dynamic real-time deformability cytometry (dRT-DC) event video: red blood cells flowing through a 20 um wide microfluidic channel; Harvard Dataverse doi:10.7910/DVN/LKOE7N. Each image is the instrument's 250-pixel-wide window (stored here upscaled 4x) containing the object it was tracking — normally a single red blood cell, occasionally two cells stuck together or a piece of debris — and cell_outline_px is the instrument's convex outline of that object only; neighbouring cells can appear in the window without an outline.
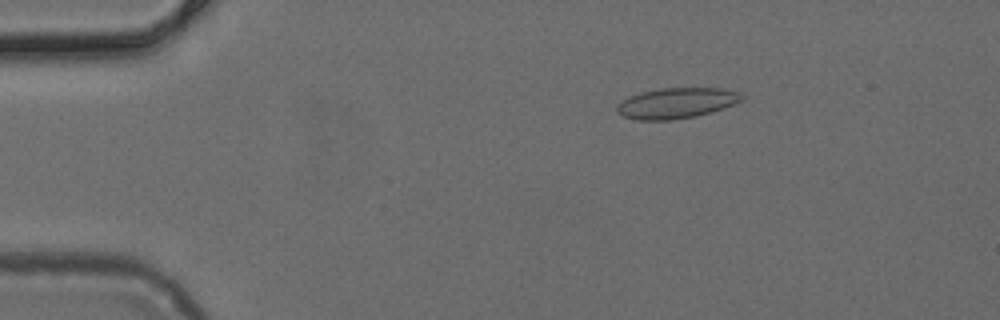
{"species": "common noctule bat (a hibernating species)", "species_latin": "Nyctalus noctula", "temperature_condition": "cold", "stored_images_in_passage": 47, "camera_frame_rate_fps": 3000, "um_per_image_px": 0.085, "animal": {"sex": "female", "body_mass_g": 24.6, "forearm_length_mm": 56.2}, "frame": {"image": 1, "passage_image": 5, "time_ms": 1.333, "image_size_px": [1000, 320], "cell_outline_px": [[744, 100], [712, 112], [696, 116], [672, 120], [636, 120], [624, 116], [616, 112], [616, 104], [628, 96], [640, 92], [660, 88], [720, 88], [740, 92], [744, 96]], "centroid_in_image_um": [57.48, 8.76], "position_along_channel_um": 27.5, "area_um2": 22.48}}
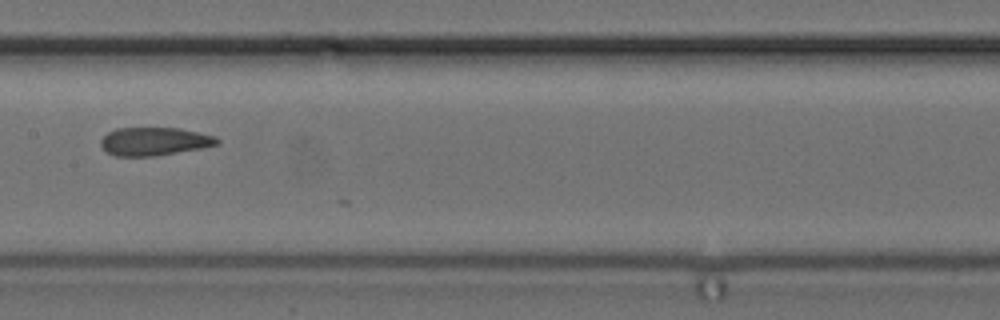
{"frame": {"image": 2, "passage_image": 22, "time_ms": 7.0, "image_size_px": [1000, 320], "cell_outline_px": [[220, 144], [204, 148], [156, 156], [116, 156], [108, 152], [100, 144], [100, 140], [108, 132], [116, 128], [180, 128], [216, 136], [220, 140]], "centroid_in_image_um": [13.17, 12.02], "position_along_channel_um": 194.2, "area_um2": 19.25}}
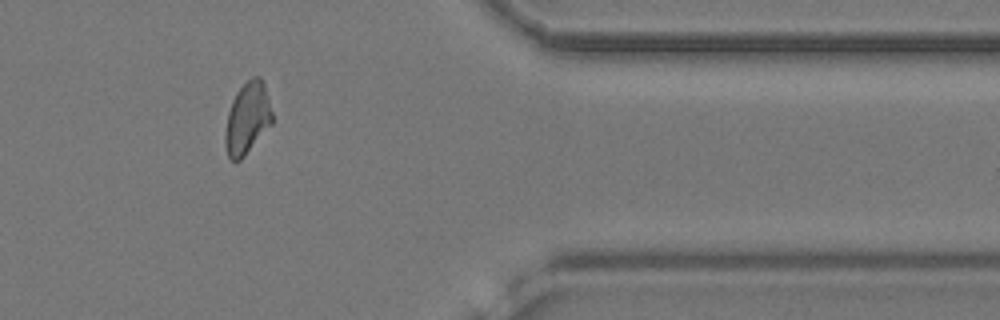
{"frame": {"image": 3, "passage_image": 38, "time_ms": 12.333, "image_size_px": [1000, 320], "cell_outline_px": [[272, 124], [244, 156], [240, 160], [232, 160], [228, 156], [224, 144], [224, 132], [228, 112], [232, 100], [236, 92], [252, 76], [260, 76], [264, 84], [268, 96], [272, 112]], "centroid_in_image_um": [21.01, 10.05], "position_along_channel_um": 390.4, "area_um2": 19.65}}